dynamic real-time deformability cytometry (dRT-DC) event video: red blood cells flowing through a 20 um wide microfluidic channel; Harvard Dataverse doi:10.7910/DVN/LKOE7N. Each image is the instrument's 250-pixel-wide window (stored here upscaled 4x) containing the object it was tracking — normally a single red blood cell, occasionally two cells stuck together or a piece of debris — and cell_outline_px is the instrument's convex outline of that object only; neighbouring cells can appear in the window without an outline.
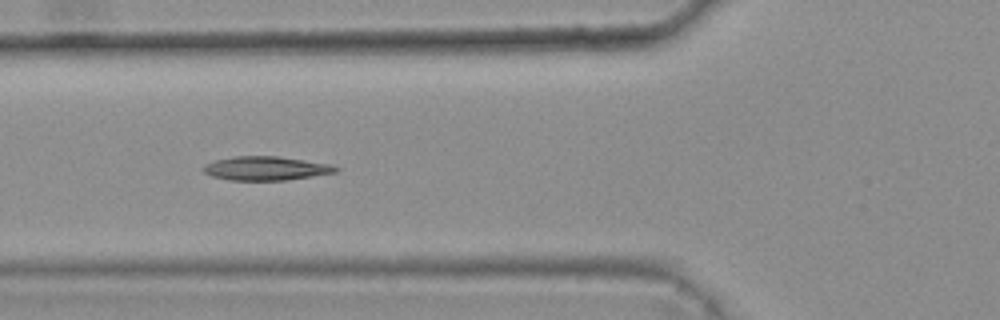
{"species": "common noctule bat (a hibernating species)", "species_latin": "Nyctalus noctula", "temperature_condition": "warm", "stored_images_in_passage": 46, "camera_frame_rate_fps": 3000, "um_per_image_px": 0.085, "animal": {"sex": "female", "body_mass_g": 25.1}, "frame": {"image": 1, "passage_image": 20, "time_ms": 6.333, "image_size_px": [1000, 320], "cell_outline_px": [[340, 168], [336, 172], [312, 176], [284, 180], [228, 180], [212, 176], [204, 172], [200, 168], [204, 164], [216, 160], [232, 156], [276, 156], [304, 160], [328, 164]], "centroid_in_image_um": [22.53, 14.31], "position_along_channel_um": 103.3, "area_um2": 18.32}, "authors_computed_cell_mechanics": {"area_um2": 18.0336, "velocity_mm_per_s": 3.7829, "shape_relaxation_time_tau1_ms": null, "shape_relaxation_time_tau2_ms": 9.3367, "deformation_change_tau1": null, "deformation_change_tau2": 0.1574}}